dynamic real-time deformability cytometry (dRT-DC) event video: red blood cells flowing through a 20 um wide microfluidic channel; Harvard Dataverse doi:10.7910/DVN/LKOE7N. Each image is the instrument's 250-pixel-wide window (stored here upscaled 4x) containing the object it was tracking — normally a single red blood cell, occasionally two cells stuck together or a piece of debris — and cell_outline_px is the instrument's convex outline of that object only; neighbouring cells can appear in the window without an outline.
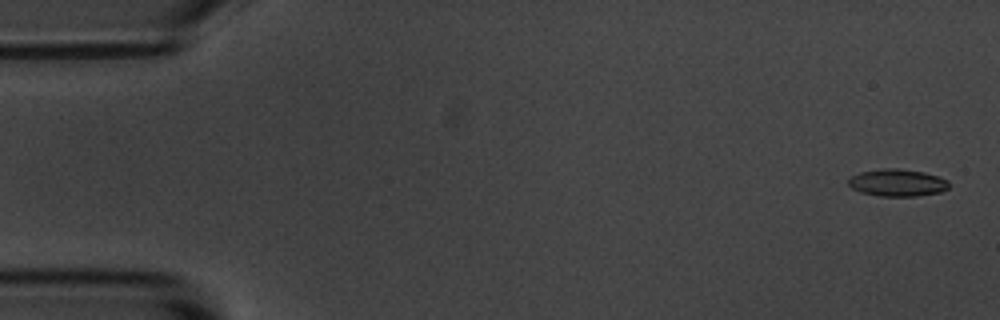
{"species": "common noctule bat (a hibernating species)", "species_latin": "Nyctalus noctula", "temperature_condition": "room temperature", "stored_images_in_passage": 5, "camera_frame_rate_fps": 3000, "um_per_image_px": 0.085, "animal": {"sex": "male", "body_mass_g": 20.1, "forearm_length_mm": 53.5}, "frame": {"image": 1, "passage_image": 1, "time_ms": 0.0, "image_size_px": [1000, 320], "cell_outline_px": [[948, 188], [940, 192], [916, 196], [880, 196], [860, 192], [852, 188], [848, 184], [848, 180], [852, 176], [860, 172], [884, 168], [900, 168], [924, 172], [948, 180]], "centroid_in_image_um": [76.26, 15.53], "position_along_channel_um": 8.7, "area_um2": 15.9}}
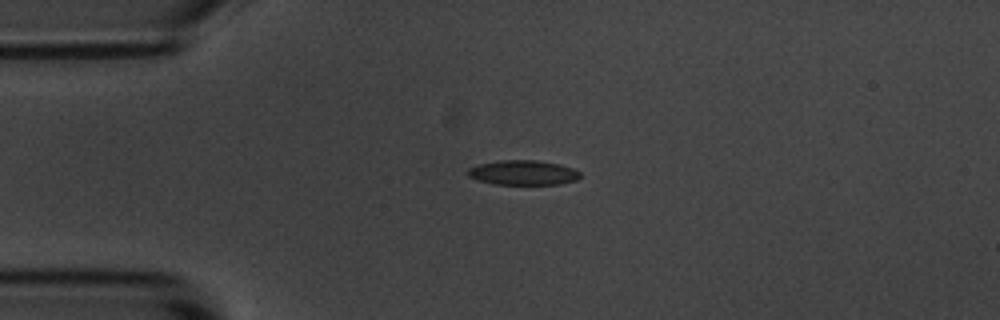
{"frame": {"image": 2, "passage_image": 4, "time_ms": 3.667, "image_size_px": [1000, 320], "cell_outline_px": [[580, 176], [576, 180], [560, 184], [492, 184], [476, 180], [468, 176], [464, 172], [468, 168], [480, 164], [500, 160], [536, 160], [560, 164], [572, 168], [580, 172]], "centroid_in_image_um": [44.42, 14.67], "position_along_channel_um": 40.6, "area_um2": 16.3}}
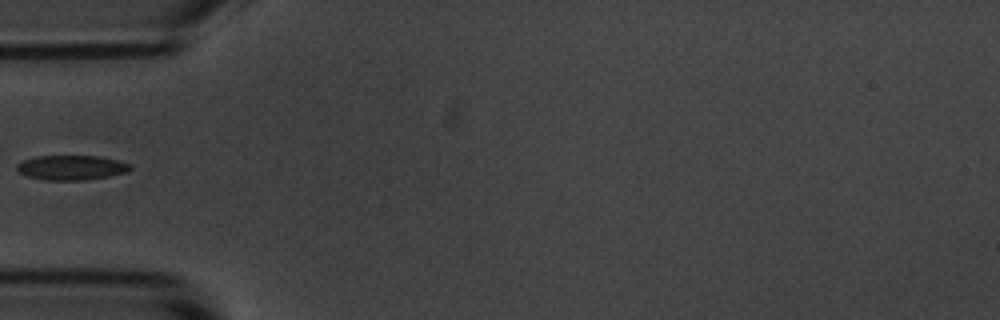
{"frame": {"image": 3, "passage_image": 5, "time_ms": 5.333, "image_size_px": [1000, 320], "cell_outline_px": [[132, 168], [128, 172], [108, 176], [84, 180], [44, 180], [28, 176], [20, 172], [16, 168], [16, 164], [24, 160], [36, 156], [100, 156], [132, 164]], "centroid_in_image_um": [6.09, 14.24], "position_along_channel_um": 78.9, "area_um2": 16.3}}